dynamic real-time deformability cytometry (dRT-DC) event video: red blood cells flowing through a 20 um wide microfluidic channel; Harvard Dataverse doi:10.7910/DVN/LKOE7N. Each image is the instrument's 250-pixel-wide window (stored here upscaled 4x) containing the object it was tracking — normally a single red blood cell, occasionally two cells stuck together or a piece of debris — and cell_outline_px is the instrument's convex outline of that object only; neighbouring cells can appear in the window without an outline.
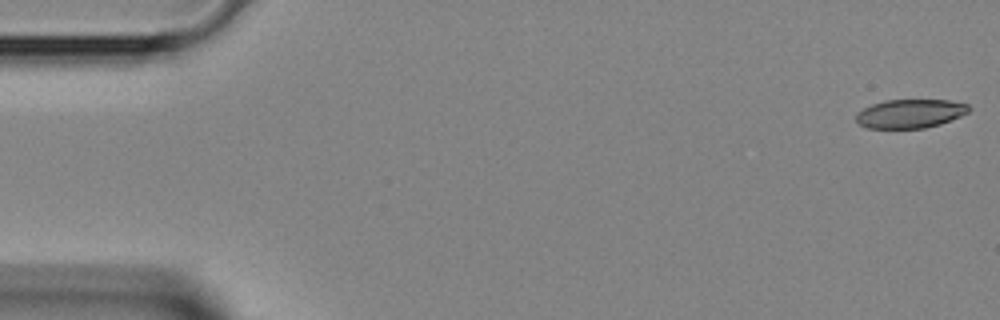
{"species": "Egyptian fruit bat (a non-hibernating species)", "species_latin": "Rousettus aegyptiacus", "temperature_condition": "room temperature", "stored_images_in_passage": 6, "camera_frame_rate_fps": 3000, "um_per_image_px": 0.085, "animal": {"sex": "female"}, "frame": {"image": 1, "passage_image": 1, "time_ms": 0.0, "image_size_px": [1000, 320], "cell_outline_px": [[972, 108], [968, 112], [960, 116], [940, 124], [924, 128], [868, 128], [860, 124], [856, 120], [856, 112], [872, 104], [884, 100], [948, 100], [968, 104]], "centroid_in_image_um": [77.37, 9.65], "position_along_channel_um": 7.6, "area_um2": 18.9}}